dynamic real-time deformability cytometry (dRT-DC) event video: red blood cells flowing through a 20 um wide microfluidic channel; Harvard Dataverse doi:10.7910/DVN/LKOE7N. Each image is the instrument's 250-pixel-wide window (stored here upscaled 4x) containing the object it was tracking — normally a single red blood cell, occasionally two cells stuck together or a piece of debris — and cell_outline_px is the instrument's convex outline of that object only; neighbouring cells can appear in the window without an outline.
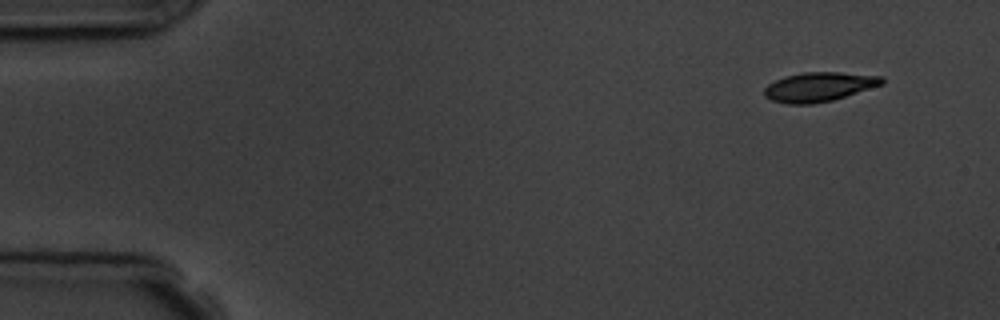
{"species": "common noctule bat (a hibernating species)", "species_latin": "Nyctalus noctula", "temperature_condition": "room temperature", "stored_images_in_passage": 9, "camera_frame_rate_fps": 3000, "um_per_image_px": 0.085, "animal": {"sex": "male", "body_mass_g": 19.5, "forearm_length_mm": 54.6}, "frame": {"image": 1, "passage_image": 1, "time_ms": 0.0, "image_size_px": [1000, 320], "cell_outline_px": [[884, 84], [832, 100], [812, 104], [788, 104], [772, 100], [764, 96], [764, 88], [768, 84], [784, 76], [800, 72], [840, 72], [884, 76]], "centroid_in_image_um": [69.61, 7.37], "position_along_channel_um": 15.4, "area_um2": 20.17}}
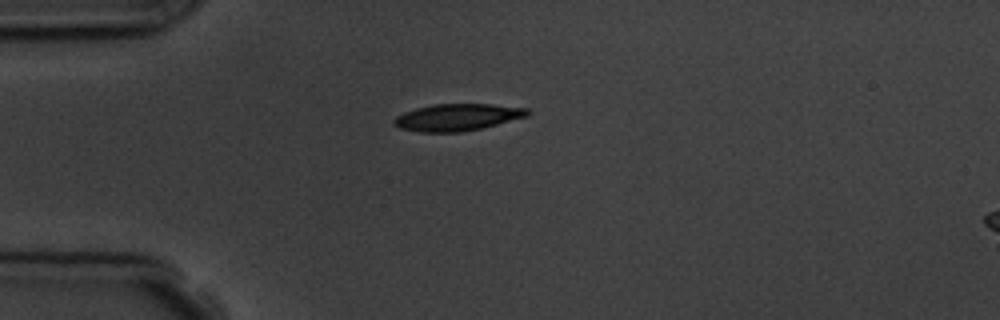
{"frame": {"image": 2, "passage_image": 4, "time_ms": 3.333, "image_size_px": [1000, 320], "cell_outline_px": [[532, 112], [528, 116], [480, 128], [460, 132], [420, 132], [400, 128], [392, 124], [392, 120], [396, 116], [404, 112], [416, 108], [432, 104], [492, 104], [528, 108]], "centroid_in_image_um": [38.86, 9.96], "position_along_channel_um": 46.1, "area_um2": 20.98}}